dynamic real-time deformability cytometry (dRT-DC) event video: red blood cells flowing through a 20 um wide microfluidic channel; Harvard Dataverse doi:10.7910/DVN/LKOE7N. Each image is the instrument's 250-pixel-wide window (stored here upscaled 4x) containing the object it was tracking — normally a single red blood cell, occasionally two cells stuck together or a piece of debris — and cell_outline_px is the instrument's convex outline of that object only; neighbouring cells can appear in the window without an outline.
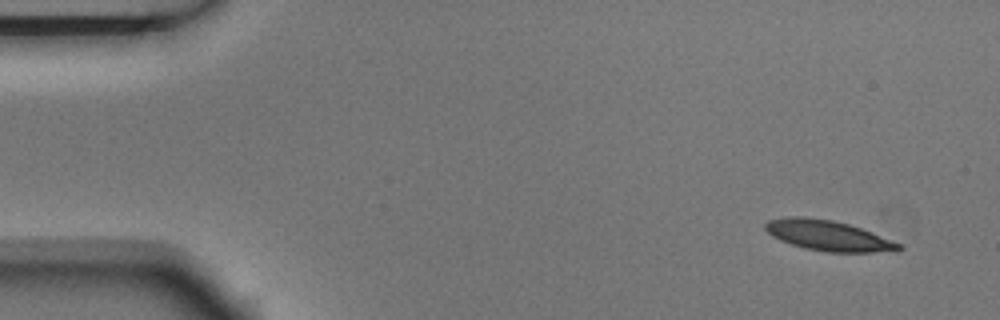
{"species": "Egyptian fruit bat (a non-hibernating species)", "species_latin": "Rousettus aegyptiacus", "temperature_condition": "room temperature", "stored_images_in_passage": 5, "camera_frame_rate_fps": 3000, "um_per_image_px": 0.085, "animal": {"sex": "male"}, "frame": {"image": 1, "passage_image": 1, "time_ms": 0.0, "image_size_px": [1000, 320], "cell_outline_px": [[904, 248], [900, 252], [828, 252], [804, 248], [780, 240], [772, 236], [764, 228], [764, 224], [768, 220], [788, 216], [804, 216], [832, 220], [848, 224], [872, 232], [904, 244]], "centroid_in_image_um": [70.46, 20.03], "position_along_channel_um": 14.5, "area_um2": 23.93}}
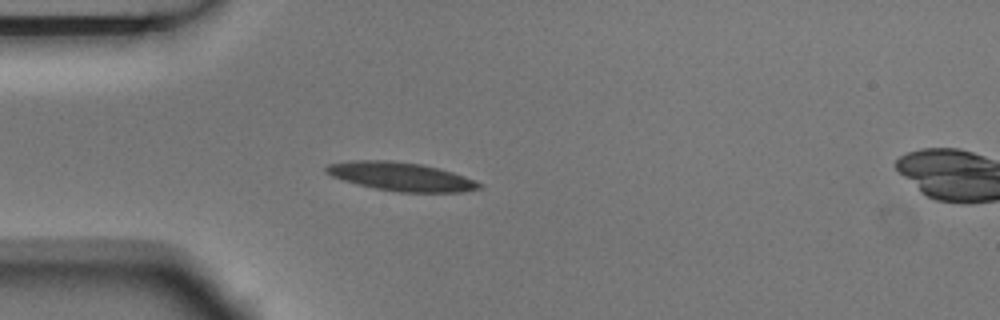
{"frame": {"image": 2, "passage_image": 4, "time_ms": 1.0, "image_size_px": [1000, 320], "cell_outline_px": [[484, 188], [464, 192], [400, 192], [376, 188], [344, 180], [332, 176], [324, 172], [324, 168], [328, 164], [352, 160], [392, 160], [424, 164], [440, 168], [476, 180], [484, 184]], "centroid_in_image_um": [34.15, 15.0], "position_along_channel_um": 50.9, "area_um2": 25.66}}